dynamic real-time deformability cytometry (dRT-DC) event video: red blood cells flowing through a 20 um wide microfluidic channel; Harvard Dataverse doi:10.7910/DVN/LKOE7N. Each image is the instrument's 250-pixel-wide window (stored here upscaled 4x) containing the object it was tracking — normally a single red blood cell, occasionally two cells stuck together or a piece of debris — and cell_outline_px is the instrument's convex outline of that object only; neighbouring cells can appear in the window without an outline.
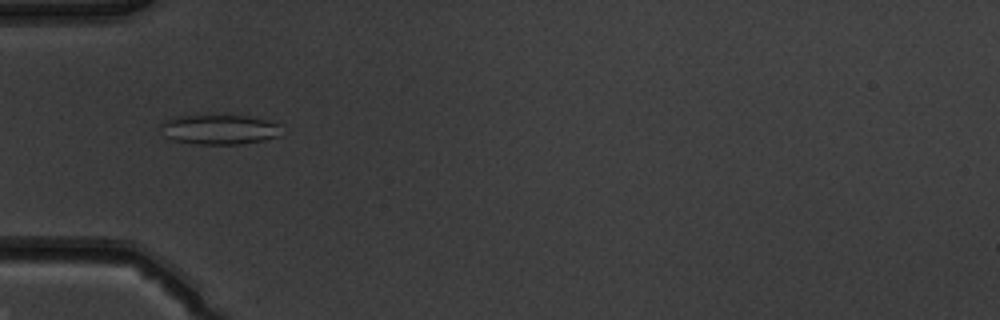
{"species": "common noctule bat (a hibernating species)", "species_latin": "Nyctalus noctula", "temperature_condition": "warm", "stored_images_in_passage": 33, "camera_frame_rate_fps": 3000, "um_per_image_px": 0.085, "animal": {"sex": "male", "body_mass_g": 19.5, "forearm_length_mm": 54.6}, "frame": {"image": 1, "passage_image": 1, "time_ms": 0.0, "image_size_px": [1000, 320], "cell_outline_px": [[276, 136], [264, 140], [240, 144], [196, 144], [172, 140], [164, 136], [160, 124], [164, 120], [176, 116], [196, 112], [224, 112], [248, 116], [268, 120], [276, 124]], "centroid_in_image_um": [18.49, 10.93], "position_along_channel_um": 66.5, "area_um2": 21.96}}
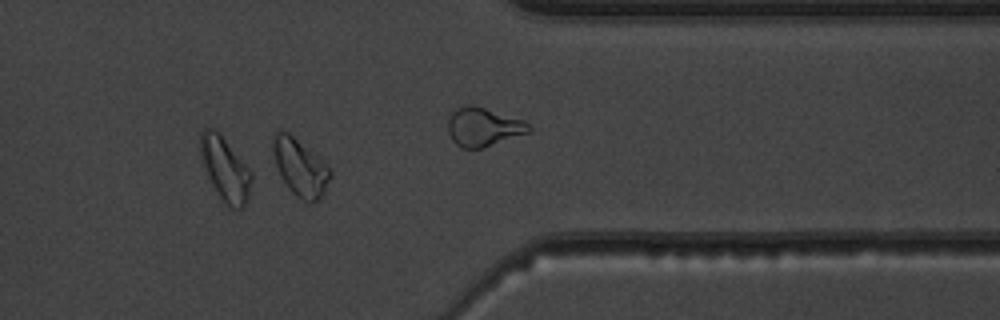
{"frame": {"image": 2, "passage_image": 24, "time_ms": 7.667, "image_size_px": [1000, 320], "cell_outline_px": [[332, 176], [324, 192], [312, 204], [308, 204], [296, 196], [288, 188], [276, 164], [272, 148], [272, 140], [276, 132], [280, 128], [288, 132], [324, 160], [328, 164], [332, 172]], "centroid_in_image_um": [25.54, 14.22], "position_along_channel_um": 385.9, "area_um2": 19.19}, "authors_computed_cell_mechanics": {"area_um2": 16.4152, "velocity_mm_per_s": 3.9351, "shape_relaxation_time_tau1_ms": 2.885, "shape_relaxation_time_tau2_ms": 0.966, "deformation_change_tau1": 0.1095, "deformation_change_tau2": 0.0591}}